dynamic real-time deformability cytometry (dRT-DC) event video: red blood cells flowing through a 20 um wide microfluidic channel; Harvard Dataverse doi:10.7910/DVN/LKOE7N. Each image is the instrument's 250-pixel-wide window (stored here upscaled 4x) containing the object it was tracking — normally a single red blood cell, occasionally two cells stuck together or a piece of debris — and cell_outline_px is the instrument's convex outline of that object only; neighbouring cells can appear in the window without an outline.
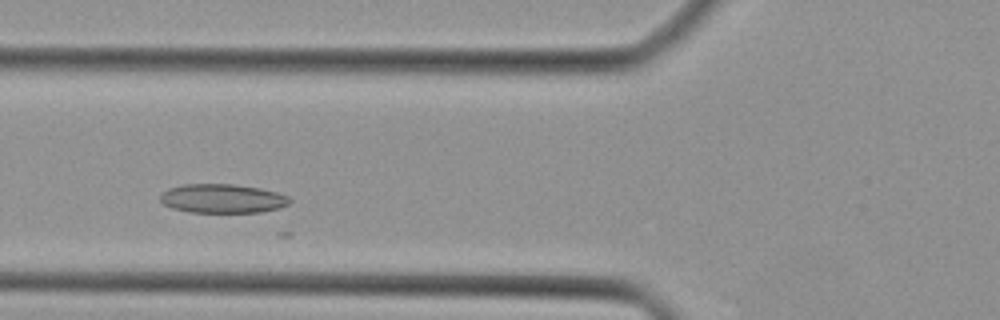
{"species": "Egyptian fruit bat (a non-hibernating species)", "species_latin": "Rousettus aegyptiacus", "temperature_condition": "cold", "stored_images_in_passage": 9, "camera_frame_rate_fps": 3000, "um_per_image_px": 0.085, "animal": {"sex": "female"}, "frame": {"image": 1, "passage_image": 6, "time_ms": 1.667, "image_size_px": [1000, 320], "cell_outline_px": [[292, 200], [288, 204], [280, 208], [260, 212], [188, 212], [172, 208], [164, 204], [160, 200], [160, 192], [168, 188], [184, 184], [232, 184], [260, 188], [276, 192], [288, 196]], "centroid_in_image_um": [18.89, 16.87], "position_along_channel_um": 106.9, "area_um2": 21.96}}